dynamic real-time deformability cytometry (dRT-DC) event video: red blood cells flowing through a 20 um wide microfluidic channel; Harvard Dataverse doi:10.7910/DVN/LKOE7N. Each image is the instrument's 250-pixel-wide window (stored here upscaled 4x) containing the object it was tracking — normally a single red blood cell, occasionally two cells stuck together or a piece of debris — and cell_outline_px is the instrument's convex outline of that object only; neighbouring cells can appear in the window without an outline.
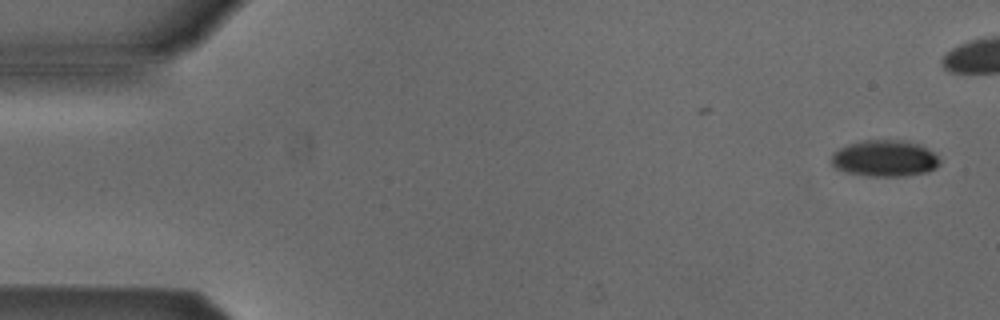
{"species": "Egyptian fruit bat (a non-hibernating species)", "species_latin": "Rousettus aegyptiacus", "temperature_condition": "cold", "stored_images_in_passage": 2, "camera_frame_rate_fps": 3000, "um_per_image_px": 0.085, "animal": {"sex": "male"}, "frame": {"image": 1, "passage_image": 2, "time_ms": 1.333, "image_size_px": [1000, 320], "cell_outline_px": [[940, 164], [936, 168], [928, 172], [904, 176], [868, 176], [848, 172], [836, 168], [832, 164], [832, 156], [840, 148], [848, 144], [864, 140], [900, 140], [916, 144], [932, 152], [940, 160]], "centroid_in_image_um": [75.21, 13.47], "position_along_channel_um": 9.8, "area_um2": 22.66}}